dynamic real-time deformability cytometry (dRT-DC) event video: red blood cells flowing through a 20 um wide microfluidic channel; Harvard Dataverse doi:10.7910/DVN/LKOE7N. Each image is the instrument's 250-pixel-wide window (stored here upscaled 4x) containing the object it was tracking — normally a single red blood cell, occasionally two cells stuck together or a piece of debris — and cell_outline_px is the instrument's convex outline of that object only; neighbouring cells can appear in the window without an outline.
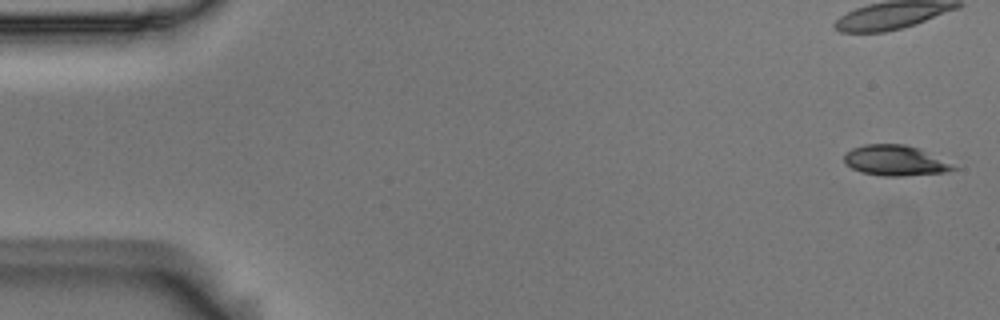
{"species": "Egyptian fruit bat (a non-hibernating species)", "species_latin": "Rousettus aegyptiacus", "temperature_condition": "room temperature", "stored_images_in_passage": 5, "camera_frame_rate_fps": 3000, "um_per_image_px": 0.085, "animal": {"sex": "male"}, "frame": {"image": 1, "passage_image": 1, "time_ms": 0.0, "image_size_px": [1000, 320], "cell_outline_px": [[960, 168], [944, 172], [900, 176], [884, 176], [860, 172], [844, 164], [844, 152], [852, 148], [864, 144], [904, 144], [920, 148]], "centroid_in_image_um": [76.05, 13.63], "position_along_channel_um": 9.0, "area_um2": 19.42}}